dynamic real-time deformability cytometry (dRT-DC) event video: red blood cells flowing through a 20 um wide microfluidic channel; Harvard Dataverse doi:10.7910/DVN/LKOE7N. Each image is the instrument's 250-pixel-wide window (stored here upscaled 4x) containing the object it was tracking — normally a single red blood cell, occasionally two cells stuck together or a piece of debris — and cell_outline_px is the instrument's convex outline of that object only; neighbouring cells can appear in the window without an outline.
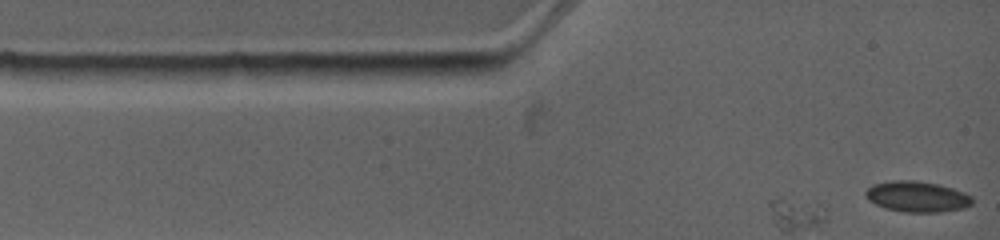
{"species": "common noctule bat (a hibernating species)", "species_latin": "Nyctalus noctula", "temperature_condition": "warm", "stored_images_in_passage": 4, "segment_of_instrument_passage": [1, 3], "camera_frame_rate_fps": 4500, "um_per_image_px": 0.085, "animal": {"sex": "female", "body_mass_g": 19.0, "forearm_length_mm": 53.3}, "frame": {"image": 1, "passage_image": 1, "time_ms": 0.0, "image_size_px": [1000, 240], "cell_outline_px": [[972, 204], [964, 208], [940, 212], [904, 212], [884, 208], [868, 200], [864, 196], [864, 192], [872, 184], [892, 180], [916, 180], [936, 184], [952, 188], [964, 192], [972, 196]], "centroid_in_image_um": [77.92, 16.71], "position_along_channel_um": 7.1, "area_um2": 19.25}}